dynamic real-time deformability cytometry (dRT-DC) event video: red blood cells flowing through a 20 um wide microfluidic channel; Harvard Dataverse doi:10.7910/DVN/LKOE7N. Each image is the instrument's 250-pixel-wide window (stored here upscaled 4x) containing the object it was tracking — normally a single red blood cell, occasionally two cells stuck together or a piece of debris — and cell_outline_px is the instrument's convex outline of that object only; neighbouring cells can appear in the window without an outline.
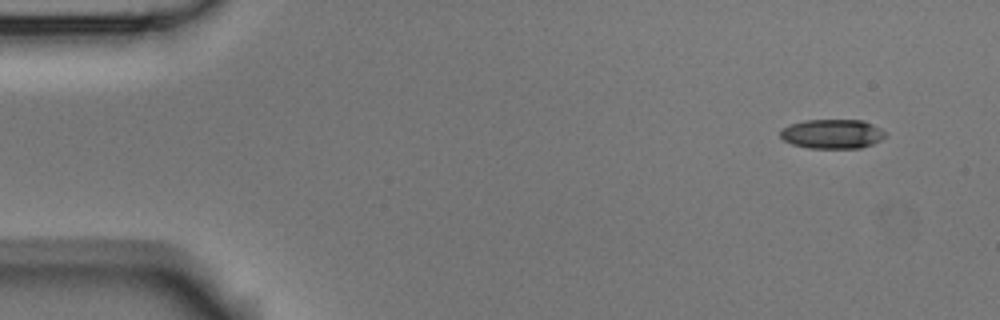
{"species": "Egyptian fruit bat (a non-hibernating species)", "species_latin": "Rousettus aegyptiacus", "temperature_condition": "room temperature", "stored_images_in_passage": 4, "camera_frame_rate_fps": 3000, "um_per_image_px": 0.085, "animal": {"sex": "male"}, "frame": {"image": 1, "passage_image": 1, "time_ms": 0.0, "image_size_px": [1000, 320], "cell_outline_px": [[888, 136], [872, 144], [860, 148], [808, 148], [792, 144], [784, 140], [780, 136], [780, 128], [804, 120], [864, 120], [880, 128]], "centroid_in_image_um": [70.74, 11.38], "position_along_channel_um": 14.3, "area_um2": 18.03}}
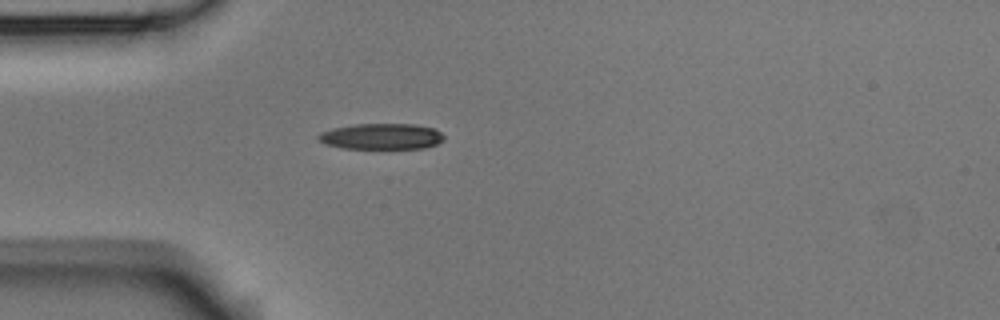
{"frame": {"image": 2, "passage_image": 4, "time_ms": 1.0, "image_size_px": [1000, 320], "cell_outline_px": [[444, 140], [436, 144], [424, 148], [344, 148], [324, 144], [316, 136], [320, 132], [332, 128], [356, 124], [416, 124], [436, 128], [444, 136]], "centroid_in_image_um": [32.44, 11.58], "position_along_channel_um": 52.6, "area_um2": 19.02}}